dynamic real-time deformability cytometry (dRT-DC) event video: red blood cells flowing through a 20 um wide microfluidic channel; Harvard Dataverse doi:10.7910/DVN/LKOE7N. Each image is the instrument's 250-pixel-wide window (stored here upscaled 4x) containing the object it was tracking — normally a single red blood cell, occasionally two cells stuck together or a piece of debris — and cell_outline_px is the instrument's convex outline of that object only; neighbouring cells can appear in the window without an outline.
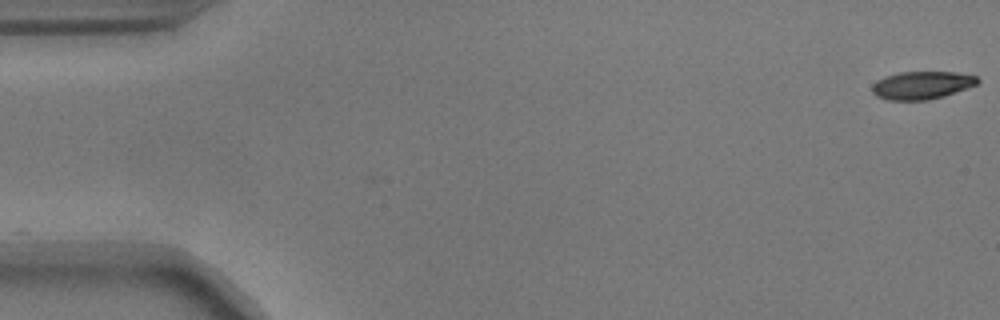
{"species": "common noctule bat (a hibernating species)", "species_latin": "Nyctalus noctula", "temperature_condition": "warm", "stored_images_in_passage": 2, "camera_frame_rate_fps": 3000, "um_per_image_px": 0.085, "animal": {"sex": "male", "body_mass_g": 17.9}, "frame": {"image": 1, "passage_image": 1, "time_ms": 0.0, "image_size_px": [1000, 320], "cell_outline_px": [[980, 80], [976, 84], [944, 96], [928, 100], [888, 100], [876, 96], [872, 92], [872, 84], [876, 80], [884, 76], [900, 72], [956, 72], [976, 76]], "centroid_in_image_um": [78.31, 7.24], "position_along_channel_um": 6.7, "area_um2": 17.11}}